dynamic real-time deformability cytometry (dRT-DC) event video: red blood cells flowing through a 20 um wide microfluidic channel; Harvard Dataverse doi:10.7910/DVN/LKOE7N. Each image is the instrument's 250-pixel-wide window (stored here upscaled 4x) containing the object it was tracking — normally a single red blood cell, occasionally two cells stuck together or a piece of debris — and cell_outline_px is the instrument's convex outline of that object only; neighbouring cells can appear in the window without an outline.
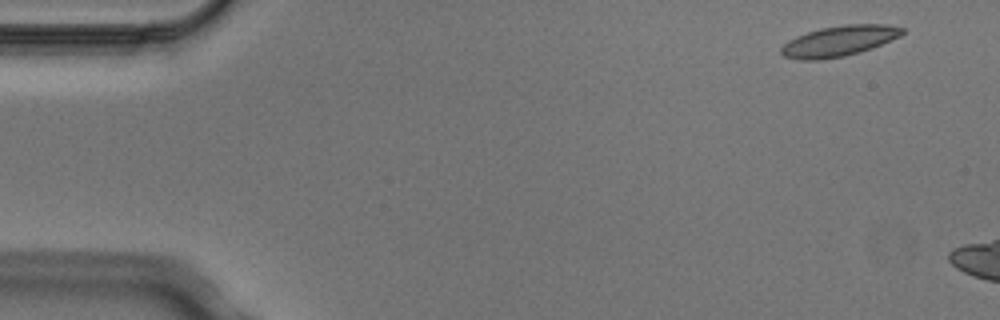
{"species": "Egyptian fruit bat (a non-hibernating species)", "species_latin": "Rousettus aegyptiacus", "temperature_condition": "cold", "stored_images_in_passage": 3, "camera_frame_rate_fps": 3000, "um_per_image_px": 0.085, "animal": {"sex": "male"}, "frame": {"image": 1, "passage_image": 1, "time_ms": 0.0, "image_size_px": [1000, 320], "cell_outline_px": [[904, 32], [900, 36], [872, 48], [860, 52], [844, 56], [820, 60], [800, 60], [784, 56], [780, 52], [780, 48], [788, 40], [796, 36], [820, 28], [844, 24], [884, 24], [904, 28]], "centroid_in_image_um": [71.3, 3.49], "position_along_channel_um": 13.7, "area_um2": 21.56}}